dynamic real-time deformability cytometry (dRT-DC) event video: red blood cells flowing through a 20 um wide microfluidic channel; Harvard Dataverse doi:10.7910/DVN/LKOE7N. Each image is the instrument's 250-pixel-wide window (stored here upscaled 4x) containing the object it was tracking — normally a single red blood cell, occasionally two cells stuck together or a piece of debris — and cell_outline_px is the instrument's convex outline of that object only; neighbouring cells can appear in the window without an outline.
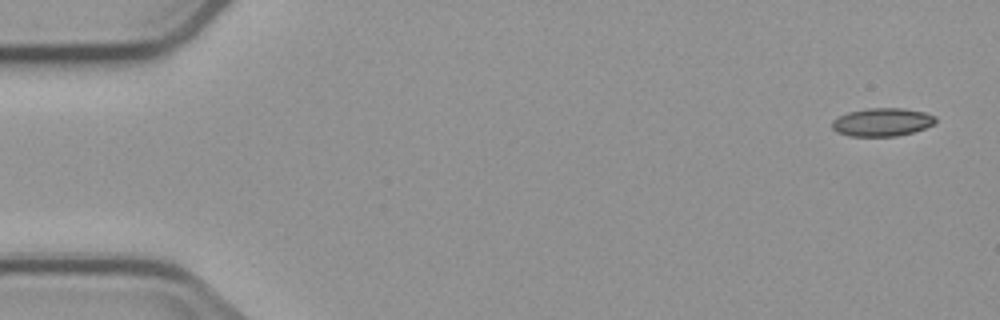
{"species": "common noctule bat (a hibernating species)", "species_latin": "Nyctalus noctula", "temperature_condition": "cold", "stored_images_in_passage": 6, "camera_frame_rate_fps": 3000, "um_per_image_px": 0.085, "animal": {"sex": "male", "body_mass_g": 23.1, "forearm_length_mm": 52.7}, "frame": {"image": 1, "passage_image": 1, "time_ms": 0.0, "image_size_px": [1000, 320], "cell_outline_px": [[936, 124], [912, 132], [896, 136], [848, 136], [836, 132], [832, 128], [832, 120], [848, 112], [868, 108], [904, 108], [924, 112], [936, 116]], "centroid_in_image_um": [74.99, 10.38], "position_along_channel_um": 10.0, "area_um2": 17.05}}
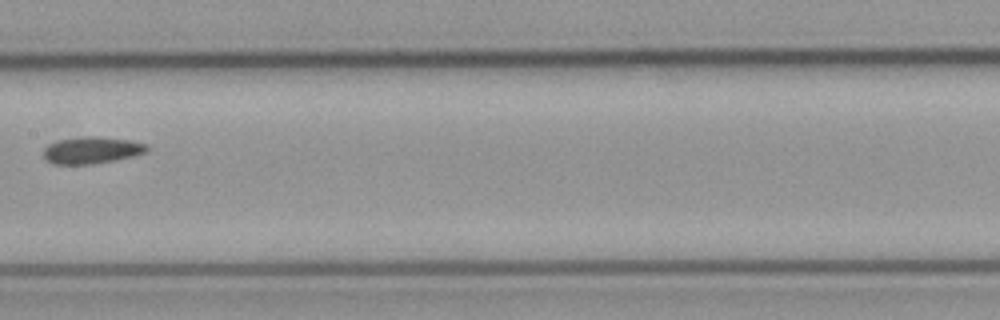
{"frame": {"image": 2, "passage_image": 6, "time_ms": 33.0, "image_size_px": [1000, 320], "cell_outline_px": [[148, 152], [132, 156], [92, 164], [52, 164], [44, 160], [44, 148], [48, 144], [56, 140], [84, 136], [100, 136], [132, 140], [148, 144]], "centroid_in_image_um": [7.78, 12.75], "position_along_channel_um": 199.6, "area_um2": 16.42}}